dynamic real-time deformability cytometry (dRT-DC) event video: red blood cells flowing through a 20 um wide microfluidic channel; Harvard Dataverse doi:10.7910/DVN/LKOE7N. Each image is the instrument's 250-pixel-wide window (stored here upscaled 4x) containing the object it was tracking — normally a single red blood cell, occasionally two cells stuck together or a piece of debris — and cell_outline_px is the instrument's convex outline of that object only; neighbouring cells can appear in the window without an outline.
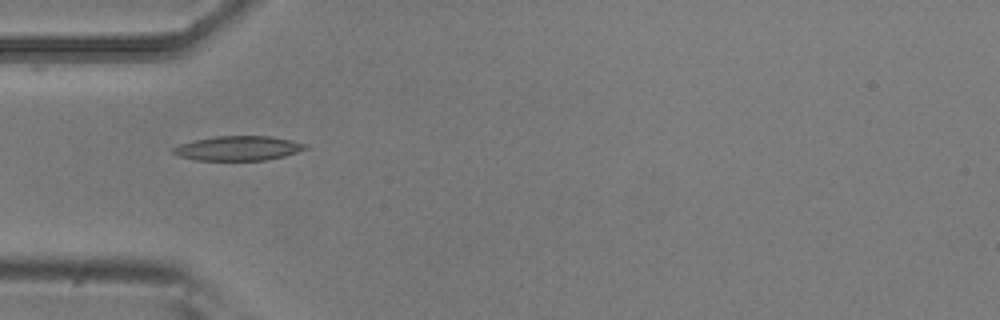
{"species": "common noctule bat (a hibernating species)", "species_latin": "Nyctalus noctula", "temperature_condition": "room temperature", "stored_images_in_passage": 7, "camera_frame_rate_fps": 3000, "um_per_image_px": 0.085, "animal": {"sex": "male", "body_mass_g": 20.5, "forearm_length_mm": 52.5}, "frame": {"image": 1, "passage_image": 5, "time_ms": 1.333, "image_size_px": [1000, 320], "cell_outline_px": [[308, 148], [284, 156], [264, 160], [192, 160], [180, 156], [172, 152], [172, 148], [180, 144], [192, 140], [216, 136], [272, 136], [292, 140], [308, 144]], "centroid_in_image_um": [20.24, 12.59], "position_along_channel_um": 64.8, "area_um2": 18.96}}
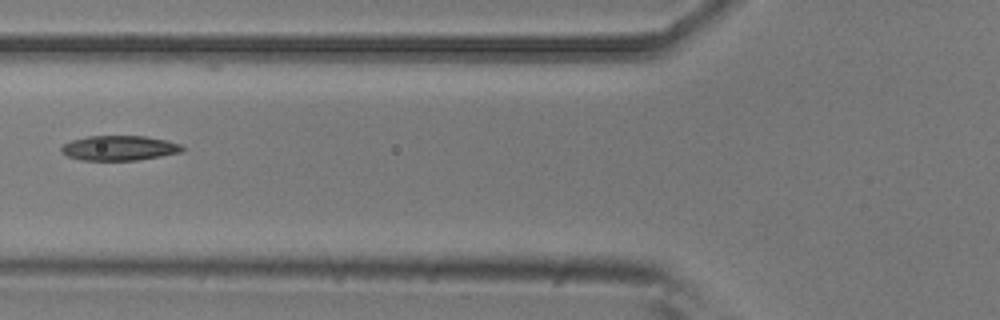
{"frame": {"image": 2, "passage_image": 6, "time_ms": 1.667, "image_size_px": [1000, 320], "cell_outline_px": [[184, 152], [136, 160], [80, 160], [68, 156], [60, 152], [60, 148], [64, 144], [72, 140], [88, 136], [144, 136], [168, 140], [180, 144], [184, 148]], "centroid_in_image_um": [10.15, 12.58], "position_along_channel_um": 115.7, "area_um2": 17.57}}
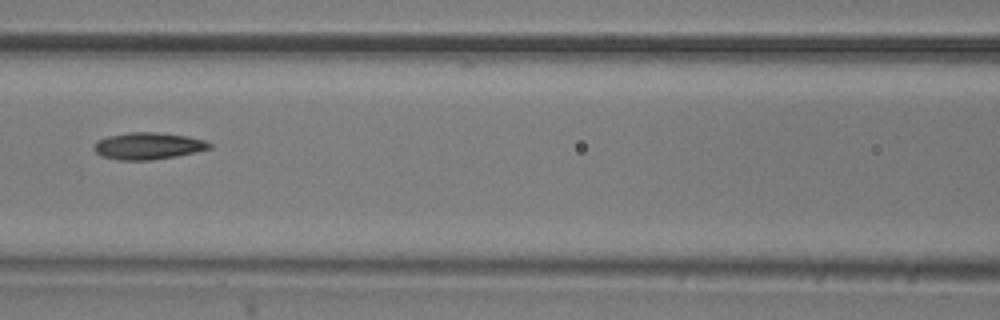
{"frame": {"image": 3, "passage_image": 7, "time_ms": 2.0, "image_size_px": [1000, 320], "cell_outline_px": [[212, 148], [176, 156], [152, 160], [120, 160], [100, 156], [92, 148], [96, 140], [108, 136], [128, 132], [156, 132], [184, 136], [204, 140], [212, 144]], "centroid_in_image_um": [12.54, 12.41], "position_along_channel_um": 154.1, "area_um2": 18.09}}